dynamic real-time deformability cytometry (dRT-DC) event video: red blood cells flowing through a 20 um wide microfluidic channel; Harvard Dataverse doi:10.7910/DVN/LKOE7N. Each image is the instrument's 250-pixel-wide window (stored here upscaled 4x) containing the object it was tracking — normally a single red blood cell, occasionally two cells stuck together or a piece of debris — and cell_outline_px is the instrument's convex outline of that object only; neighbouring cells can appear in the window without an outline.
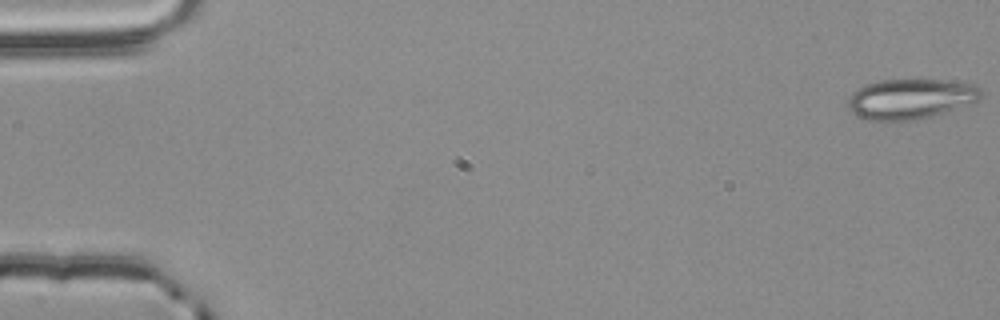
{"species": "common noctule bat (a hibernating species)", "species_latin": "Nyctalus noctula", "temperature_condition": "room temperature", "stored_images_in_passage": 56, "camera_frame_rate_fps": 3000, "um_per_image_px": 0.085, "animal": {"sex": "male", "body_mass_g": 20.4}, "frame": {"image": 1, "passage_image": 1, "time_ms": 0.0, "image_size_px": [1000, 320], "cell_outline_px": [[984, 92], [980, 100], [932, 116], [912, 120], [868, 120], [860, 116], [848, 104], [848, 100], [860, 88], [868, 84], [880, 80], [956, 80], [976, 84]], "centroid_in_image_um": [77.53, 8.38], "position_along_channel_um": 7.5, "area_um2": 30.69}}
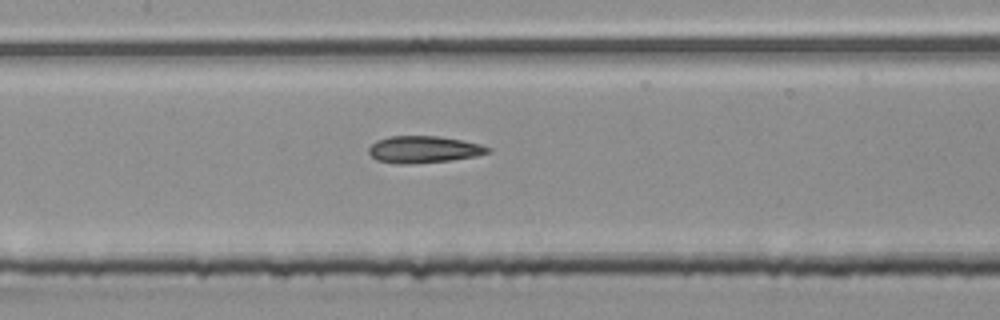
{"frame": {"image": 2, "passage_image": 27, "time_ms": 8.667, "image_size_px": [1000, 320], "cell_outline_px": [[492, 148], [488, 152], [476, 156], [452, 160], [412, 164], [400, 164], [376, 160], [368, 152], [368, 148], [376, 140], [388, 136], [440, 136], [480, 144]], "centroid_in_image_um": [35.99, 12.7], "position_along_channel_um": 171.4, "area_um2": 18.73}}
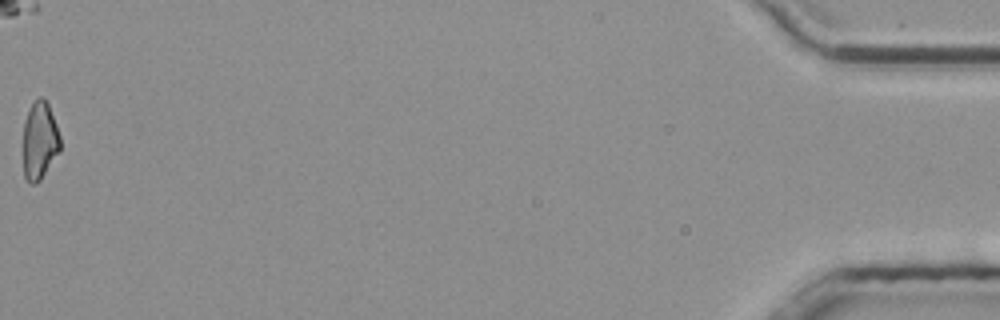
{"frame": {"image": 3, "passage_image": 56, "time_ms": 18.333, "image_size_px": [1000, 320], "cell_outline_px": [[60, 152], [40, 180], [36, 184], [28, 184], [24, 176], [20, 148], [24, 120], [32, 104], [40, 96], [48, 104], [56, 124], [60, 136]], "centroid_in_image_um": [3.31, 12.03], "position_along_channel_um": 431.9, "area_um2": 17.51}, "authors_computed_cell_mechanics": {"area_um2": 18.5538, "velocity_mm_per_s": 3.7909, "shape_relaxation_time_tau1_ms": null, "shape_relaxation_time_tau2_ms": 3.011, "deformation_change_tau1": null, "deformation_change_tau2": 0.1159}}